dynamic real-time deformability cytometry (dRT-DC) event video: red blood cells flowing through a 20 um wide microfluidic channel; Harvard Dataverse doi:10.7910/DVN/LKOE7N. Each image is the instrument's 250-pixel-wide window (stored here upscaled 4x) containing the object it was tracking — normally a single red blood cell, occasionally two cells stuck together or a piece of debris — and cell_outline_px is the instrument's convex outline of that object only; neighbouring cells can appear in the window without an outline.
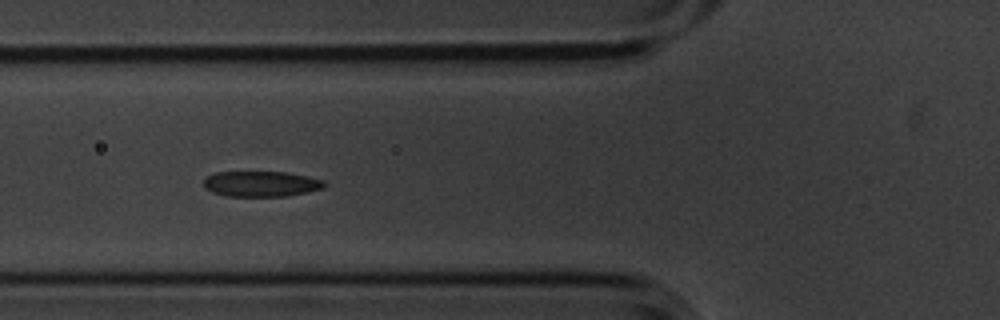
{"species": "common noctule bat (a hibernating species)", "species_latin": "Nyctalus noctula", "temperature_condition": "cold", "stored_images_in_passage": 9, "camera_frame_rate_fps": 3000, "um_per_image_px": 0.085, "animal": {"sex": "male", "body_mass_g": 20.1, "forearm_length_mm": 53.5}, "frame": {"image": 1, "passage_image": 4, "time_ms": 1.0, "image_size_px": [1000, 320], "cell_outline_px": [[328, 184], [324, 188], [288, 196], [224, 196], [212, 192], [204, 188], [204, 180], [208, 176], [216, 172], [284, 172], [324, 180]], "centroid_in_image_um": [22.19, 15.63], "position_along_channel_um": 103.6, "area_um2": 17.92}}
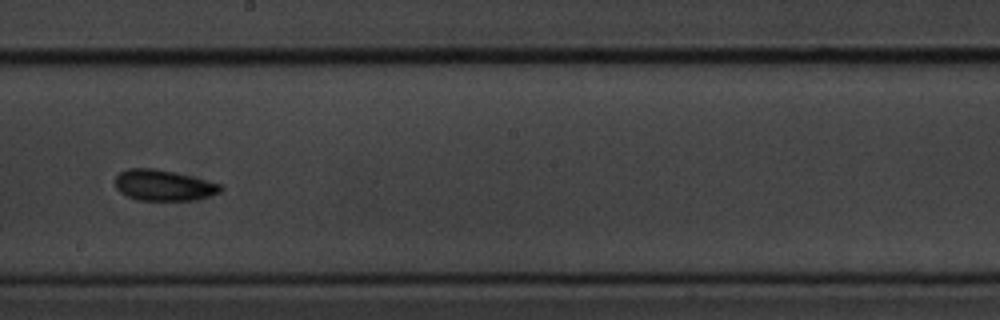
{"frame": {"image": 2, "passage_image": 7, "time_ms": 2.0, "image_size_px": [1000, 320], "cell_outline_px": [[224, 188], [220, 192], [208, 196], [192, 200], [136, 200], [120, 192], [116, 188], [116, 176], [120, 172], [128, 168], [152, 168], [172, 172], [224, 184]], "centroid_in_image_um": [13.91, 15.75], "position_along_channel_um": 234.3, "area_um2": 18.84}}
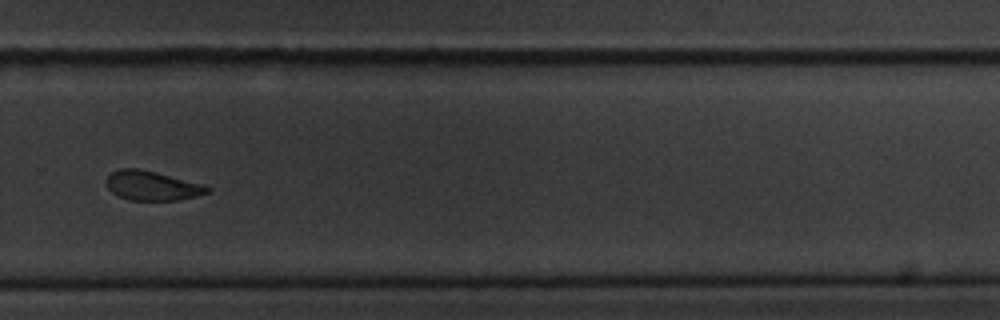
{"frame": {"image": 3, "passage_image": 9, "time_ms": 2.667, "image_size_px": [1000, 320], "cell_outline_px": [[212, 192], [180, 200], [128, 200], [112, 192], [108, 188], [108, 176], [112, 172], [120, 168], [136, 168], [156, 172], [204, 184], [212, 188]], "centroid_in_image_um": [12.99, 15.79], "position_along_channel_um": 316.8, "area_um2": 17.28}}